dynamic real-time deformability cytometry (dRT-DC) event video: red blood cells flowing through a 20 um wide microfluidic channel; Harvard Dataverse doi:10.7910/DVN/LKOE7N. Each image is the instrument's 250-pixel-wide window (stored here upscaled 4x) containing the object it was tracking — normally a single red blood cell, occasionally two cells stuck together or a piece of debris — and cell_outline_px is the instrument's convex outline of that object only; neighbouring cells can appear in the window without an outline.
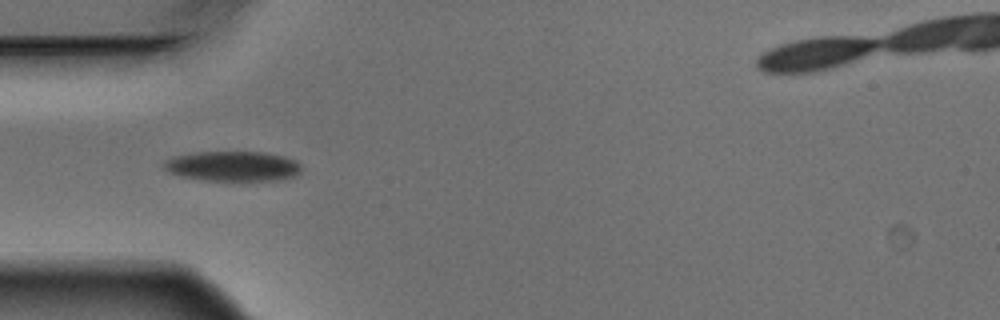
{"species": "Egyptian fruit bat (a non-hibernating species)", "species_latin": "Rousettus aegyptiacus", "temperature_condition": "warm", "stored_images_in_passage": 8, "camera_frame_rate_fps": 3000, "um_per_image_px": 0.085, "animal": {"sex": "male"}, "frame": {"image": 1, "passage_image": 5, "time_ms": 1.333, "image_size_px": [1000, 320], "cell_outline_px": [[300, 172], [296, 176], [280, 180], [244, 184], [200, 180], [180, 176], [168, 172], [160, 164], [164, 160], [172, 156], [196, 152], [264, 152], [284, 156], [296, 160], [300, 164]], "centroid_in_image_um": [19.78, 14.18], "position_along_channel_um": 65.2, "area_um2": 25.49}}
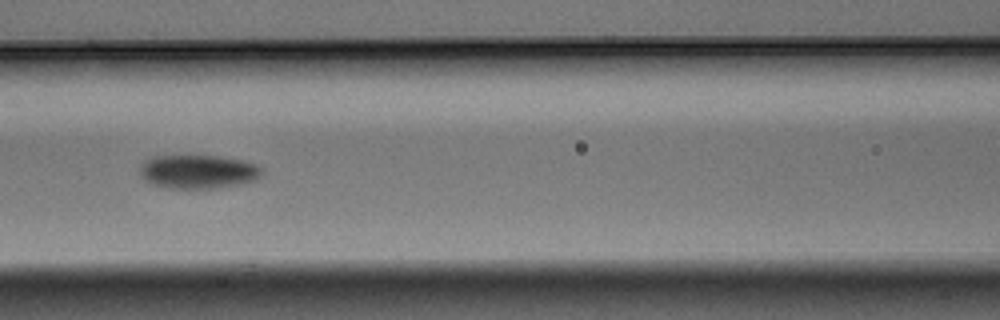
{"frame": {"image": 2, "passage_image": 7, "time_ms": 2.0, "image_size_px": [1000, 320], "cell_outline_px": [[264, 172], [256, 180], [244, 184], [220, 188], [168, 188], [152, 184], [144, 180], [140, 176], [140, 168], [144, 160], [152, 156], [220, 156], [244, 160], [256, 164], [264, 168]], "centroid_in_image_um": [16.89, 14.6], "position_along_channel_um": 149.7, "area_um2": 24.45}}
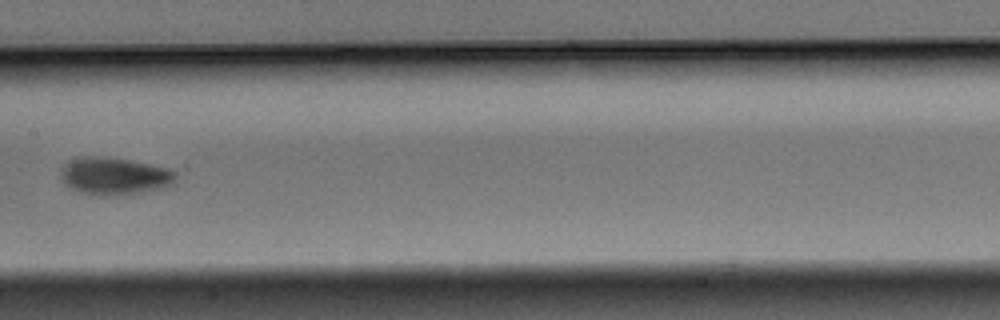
{"frame": {"image": 3, "passage_image": 8, "time_ms": 2.333, "image_size_px": [1000, 320], "cell_outline_px": [[176, 184], [164, 188], [140, 192], [104, 196], [96, 196], [80, 192], [64, 184], [60, 180], [60, 172], [64, 164], [72, 160], [88, 156], [128, 160], [172, 168], [176, 172]], "centroid_in_image_um": [9.76, 14.98], "position_along_channel_um": 197.6, "area_um2": 25.09}}